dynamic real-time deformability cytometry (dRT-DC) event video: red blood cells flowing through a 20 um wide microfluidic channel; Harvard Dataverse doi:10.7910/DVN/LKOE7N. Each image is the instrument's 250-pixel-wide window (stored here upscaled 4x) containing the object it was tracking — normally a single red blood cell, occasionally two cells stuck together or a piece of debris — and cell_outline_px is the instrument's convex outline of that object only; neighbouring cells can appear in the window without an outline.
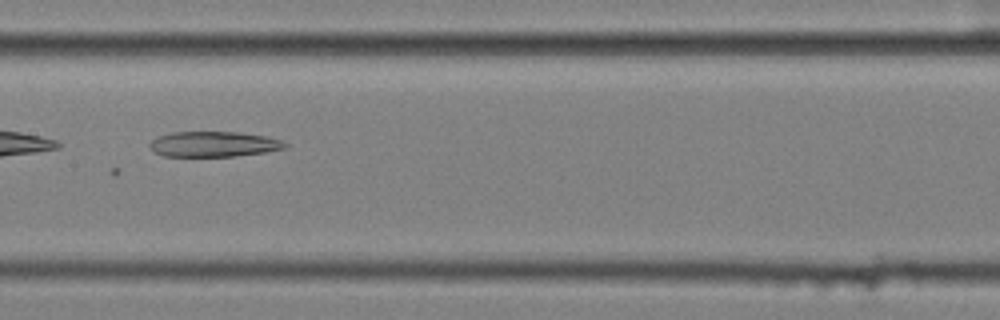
{"species": "common noctule bat (a hibernating species)", "species_latin": "Nyctalus noctula", "temperature_condition": "cold", "stored_images_in_passage": 9, "camera_frame_rate_fps": 3000, "um_per_image_px": 0.085, "animal": {"sex": "female", "body_mass_g": 25.1}, "frame": {"image": 1, "passage_image": 4, "time_ms": 1.0, "image_size_px": [1000, 320], "cell_outline_px": [[288, 144], [284, 148], [264, 152], [236, 156], [164, 156], [156, 152], [148, 144], [156, 136], [172, 132], [236, 132], [268, 136], [280, 140]], "centroid_in_image_um": [18.15, 12.24], "position_along_channel_um": 189.2, "area_um2": 19.88}}
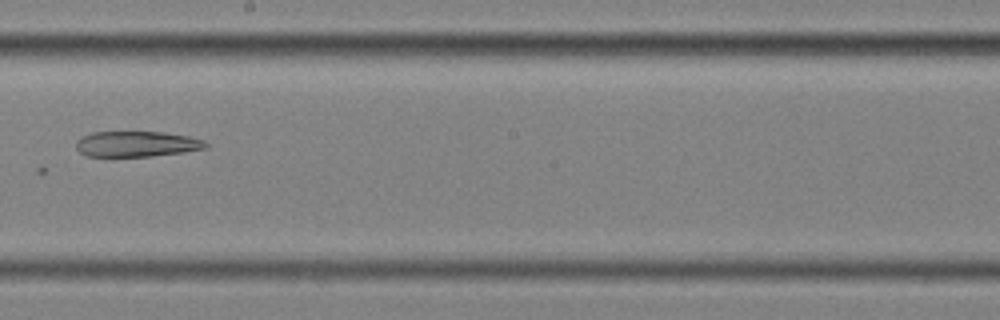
{"frame": {"image": 2, "passage_image": 5, "time_ms": 1.333, "image_size_px": [1000, 320], "cell_outline_px": [[208, 148], [184, 152], [152, 156], [88, 156], [80, 152], [76, 148], [76, 140], [80, 136], [92, 132], [164, 132], [188, 136], [204, 140], [208, 144]], "centroid_in_image_um": [11.62, 12.23], "position_along_channel_um": 236.6, "area_um2": 19.42}}
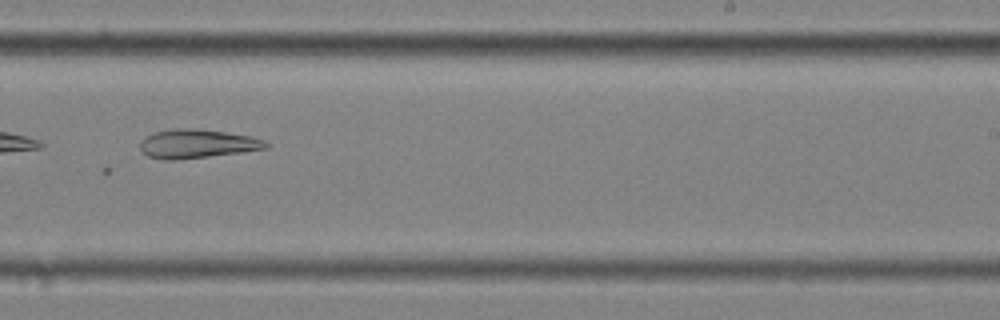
{"frame": {"image": 3, "passage_image": 6, "time_ms": 1.667, "image_size_px": [1000, 320], "cell_outline_px": [[272, 144], [268, 148], [240, 152], [176, 160], [164, 160], [148, 156], [140, 148], [140, 140], [144, 136], [156, 132], [172, 128], [192, 128], [224, 132], [252, 136], [264, 140]], "centroid_in_image_um": [16.75, 12.21], "position_along_channel_um": 272.2, "area_um2": 21.15}}